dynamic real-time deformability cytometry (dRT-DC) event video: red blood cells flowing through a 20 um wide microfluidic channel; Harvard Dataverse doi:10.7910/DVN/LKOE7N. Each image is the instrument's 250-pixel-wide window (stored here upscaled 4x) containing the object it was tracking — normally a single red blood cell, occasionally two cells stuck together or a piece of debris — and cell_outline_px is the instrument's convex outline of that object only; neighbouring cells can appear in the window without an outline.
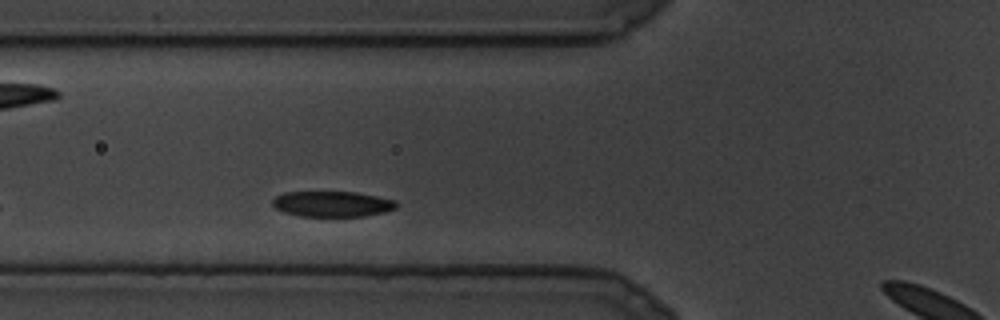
{"species": "common noctule bat (a hibernating species)", "species_latin": "Nyctalus noctula", "temperature_condition": "cold", "stored_images_in_passage": 4, "camera_frame_rate_fps": 3000, "um_per_image_px": 0.085, "animal": {"sex": "male", "body_mass_g": 19.5, "forearm_length_mm": 54.6}, "frame": {"image": 1, "passage_image": 3, "time_ms": 0.667, "image_size_px": [1000, 320], "cell_outline_px": [[396, 208], [384, 212], [364, 216], [300, 216], [284, 212], [276, 208], [272, 204], [272, 200], [276, 196], [284, 192], [356, 192], [396, 200]], "centroid_in_image_um": [28.23, 17.33], "position_along_channel_um": 97.6, "area_um2": 18.38}}